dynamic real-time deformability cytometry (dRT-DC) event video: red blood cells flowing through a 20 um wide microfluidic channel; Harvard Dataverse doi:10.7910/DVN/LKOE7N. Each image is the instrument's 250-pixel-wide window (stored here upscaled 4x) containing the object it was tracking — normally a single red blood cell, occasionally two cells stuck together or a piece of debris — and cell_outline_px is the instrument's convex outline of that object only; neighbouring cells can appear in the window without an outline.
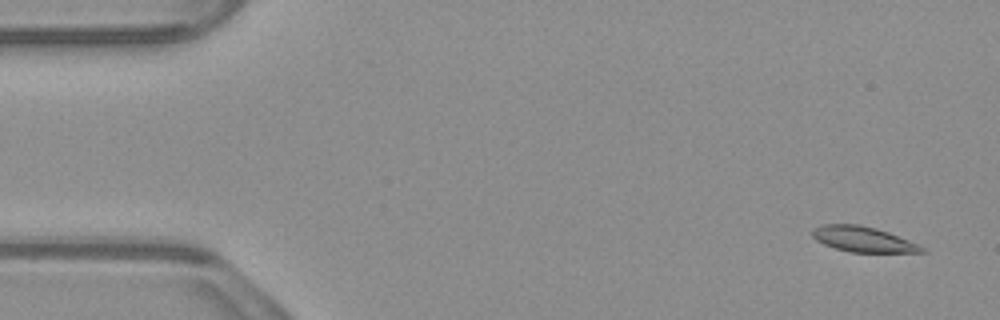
{"species": "common noctule bat (a hibernating species)", "species_latin": "Nyctalus noctula", "temperature_condition": "warm", "stored_images_in_passage": 12, "camera_frame_rate_fps": 3000, "um_per_image_px": 0.085, "animal": {"sex": "male", "body_mass_g": 23.1, "forearm_length_mm": 52.7}, "frame": {"image": 1, "passage_image": 1, "time_ms": 0.0, "image_size_px": [1000, 320], "cell_outline_px": [[928, 252], [852, 252], [836, 248], [824, 244], [816, 240], [812, 236], [812, 228], [820, 224], [860, 224], [876, 228], [888, 232], [908, 240], [924, 248]], "centroid_in_image_um": [73.31, 20.32], "position_along_channel_um": 11.7, "area_um2": 16.07}}